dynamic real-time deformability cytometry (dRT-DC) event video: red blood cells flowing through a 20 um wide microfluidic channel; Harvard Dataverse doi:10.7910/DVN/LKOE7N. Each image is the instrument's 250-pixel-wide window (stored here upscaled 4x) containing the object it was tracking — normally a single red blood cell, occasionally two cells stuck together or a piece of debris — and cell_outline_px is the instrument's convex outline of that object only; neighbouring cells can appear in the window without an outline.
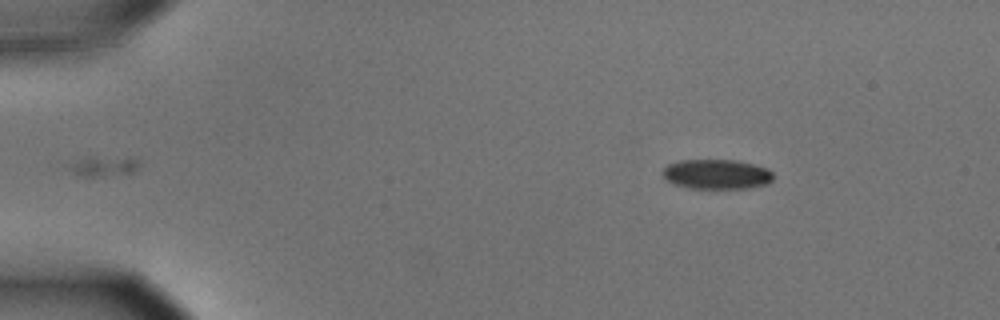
{"species": "common noctule bat (a hibernating species)", "species_latin": "Nyctalus noctula", "temperature_condition": "cold", "stored_images_in_passage": 49, "camera_frame_rate_fps": 3000, "um_per_image_px": 0.085, "animal": {"sex": "male", "body_mass_g": 15.6}, "frame": {"image": 1, "passage_image": 1, "time_ms": 0.0, "image_size_px": [1000, 320], "cell_outline_px": [[772, 180], [764, 184], [744, 188], [688, 188], [676, 184], [668, 180], [660, 172], [668, 164], [680, 160], [736, 160], [768, 168], [772, 172]], "centroid_in_image_um": [60.89, 14.79], "position_along_channel_um": 24.1, "area_um2": 18.96}}
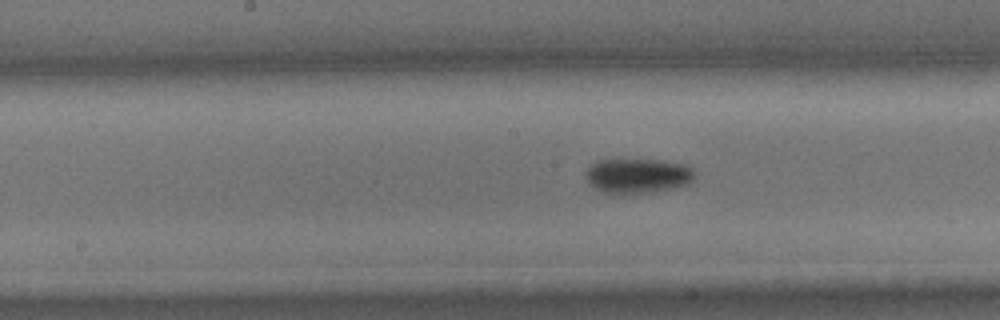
{"frame": {"image": 2, "passage_image": 22, "time_ms": 7.0, "image_size_px": [1000, 320], "cell_outline_px": [[692, 180], [684, 184], [672, 188], [644, 192], [604, 192], [596, 188], [588, 180], [584, 172], [596, 160], [656, 160], [684, 164], [692, 168]], "centroid_in_image_um": [54.16, 14.91], "position_along_channel_um": 194.0, "area_um2": 21.15}}
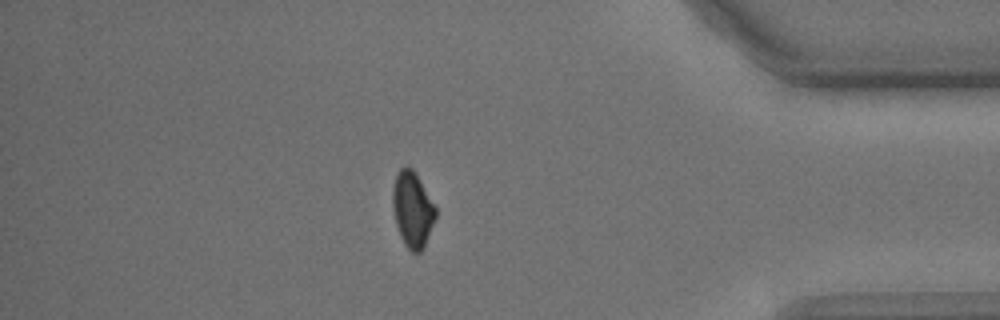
{"frame": {"image": 3, "passage_image": 42, "time_ms": 13.667, "image_size_px": [1000, 320], "cell_outline_px": [[436, 216], [424, 248], [420, 252], [412, 252], [408, 248], [400, 236], [396, 224], [392, 208], [392, 192], [396, 172], [400, 168], [412, 168], [436, 208]], "centroid_in_image_um": [35.04, 17.82], "position_along_channel_um": 400.2, "area_um2": 18.67}, "authors_computed_cell_mechanics": {"area_um2": 20.7502, "velocity_mm_per_s": 3.5394, "shape_relaxation_time_tau1_ms": 2.0921, "shape_relaxation_time_tau2_ms": null, "deformation_change_tau1": 0.087, "deformation_change_tau2": null}}